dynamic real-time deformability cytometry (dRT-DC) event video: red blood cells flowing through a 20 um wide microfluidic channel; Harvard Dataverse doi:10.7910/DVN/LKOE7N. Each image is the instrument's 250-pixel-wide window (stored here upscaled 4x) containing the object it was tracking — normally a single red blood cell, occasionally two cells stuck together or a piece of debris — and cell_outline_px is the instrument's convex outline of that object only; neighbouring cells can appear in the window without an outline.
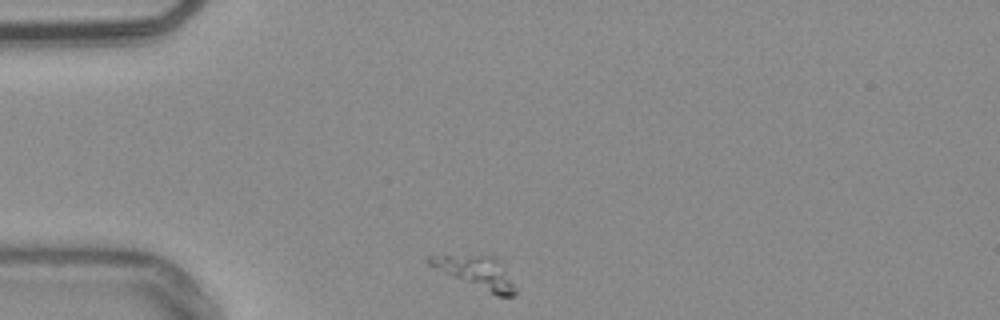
{"species": "common noctule bat (a hibernating species)", "species_latin": "Nyctalus noctula", "temperature_condition": "warm", "stored_images_in_passage": 36, "camera_frame_rate_fps": 3000, "um_per_image_px": 0.085, "animal": {"sex": "male", "body_mass_g": 20.4}, "frame": {"image": 1, "passage_image": 1, "time_ms": 0.0, "image_size_px": [1000, 320], "cell_outline_px": [[516, 292], [512, 296], [496, 296], [452, 276], [428, 264], [428, 256], [492, 256], [504, 268], [516, 288]], "centroid_in_image_um": [40.53, 23.18], "position_along_channel_um": 44.5, "area_um2": 15.26}}
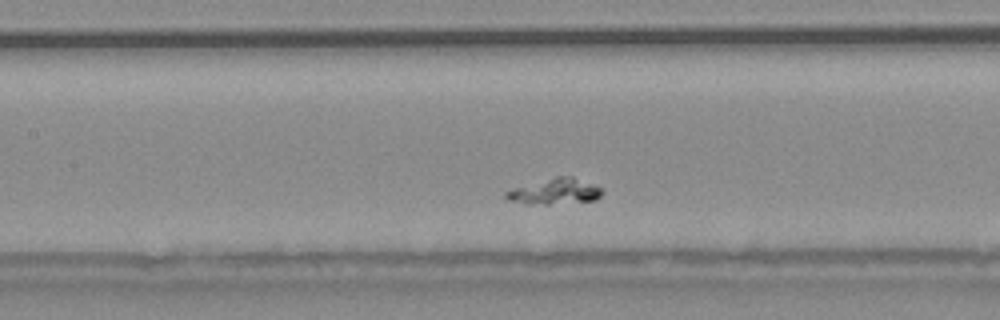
{"frame": {"image": 2, "passage_image": 13, "time_ms": 4.0, "image_size_px": [1000, 320], "cell_outline_px": [[604, 192], [596, 200], [548, 204], [524, 204], [508, 200], [504, 196], [504, 192], [516, 188], [556, 176], [572, 176], [604, 188]], "centroid_in_image_um": [47.21, 16.28], "position_along_channel_um": 160.2, "area_um2": 14.33}}
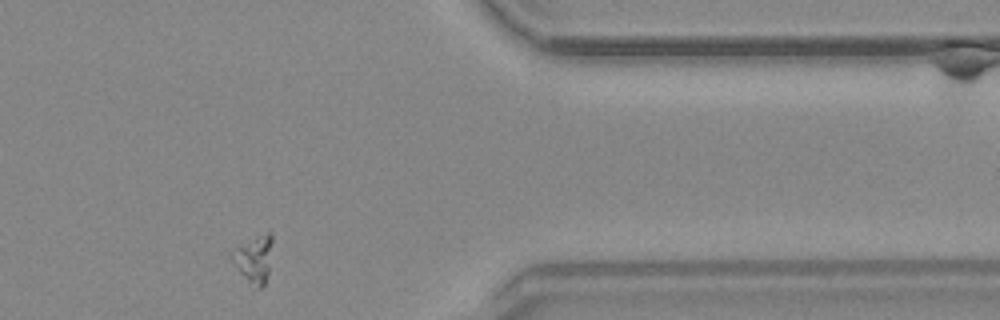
{"frame": {"image": 3, "passage_image": 34, "time_ms": 11.0, "image_size_px": [1000, 320], "cell_outline_px": [[272, 240], [268, 272], [264, 284], [260, 288], [256, 288], [240, 272], [232, 260], [232, 252], [236, 248], [256, 236], [268, 232], [272, 232]], "centroid_in_image_um": [21.62, 21.99], "position_along_channel_um": 389.8, "area_um2": 10.58}}